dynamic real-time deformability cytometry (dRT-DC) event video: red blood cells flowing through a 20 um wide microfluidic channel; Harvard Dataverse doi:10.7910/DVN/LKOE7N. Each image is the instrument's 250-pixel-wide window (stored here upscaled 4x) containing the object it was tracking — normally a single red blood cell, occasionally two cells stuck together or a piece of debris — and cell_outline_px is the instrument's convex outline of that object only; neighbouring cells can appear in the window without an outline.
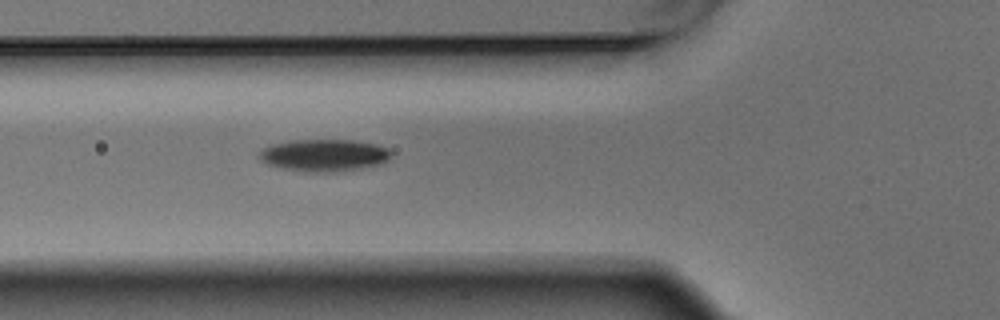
{"species": "Egyptian fruit bat (a non-hibernating species)", "species_latin": "Rousettus aegyptiacus", "temperature_condition": "warm", "stored_images_in_passage": 7, "camera_frame_rate_fps": 3000, "um_per_image_px": 0.085, "animal": {"sex": "male"}, "frame": {"image": 1, "passage_image": 7, "time_ms": 2.0, "image_size_px": [1000, 320], "cell_outline_px": [[392, 152], [388, 160], [380, 164], [360, 168], [336, 172], [308, 172], [280, 168], [268, 164], [260, 160], [260, 152], [264, 148], [272, 144], [288, 140], [352, 140], [376, 144], [388, 148]], "centroid_in_image_um": [27.55, 13.19], "position_along_channel_um": 98.2, "area_um2": 24.74}}